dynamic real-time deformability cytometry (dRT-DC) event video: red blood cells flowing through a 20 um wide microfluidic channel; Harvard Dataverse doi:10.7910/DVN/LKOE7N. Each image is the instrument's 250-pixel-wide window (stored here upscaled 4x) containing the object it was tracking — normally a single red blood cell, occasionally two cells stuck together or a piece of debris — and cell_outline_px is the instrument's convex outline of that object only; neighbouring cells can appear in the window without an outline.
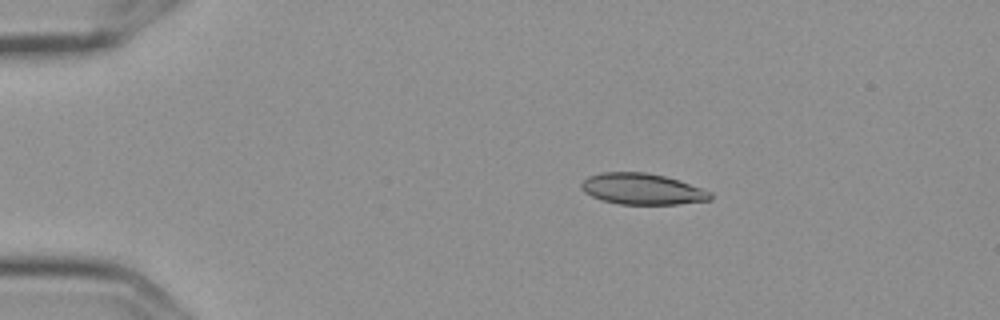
{"species": "Egyptian fruit bat (a non-hibernating species)", "species_latin": "Rousettus aegyptiacus", "temperature_condition": "cold", "stored_images_in_passage": 5, "camera_frame_rate_fps": 3000, "um_per_image_px": 0.085, "frame": {"image": 1, "passage_image": 3, "time_ms": 0.667, "image_size_px": [1000, 320], "cell_outline_px": [[712, 200], [676, 204], [620, 204], [604, 200], [592, 196], [584, 192], [580, 188], [580, 184], [588, 176], [600, 172], [648, 172], [680, 180], [712, 192]], "centroid_in_image_um": [54.59, 16.05], "position_along_channel_um": 30.4, "area_um2": 23.47}}